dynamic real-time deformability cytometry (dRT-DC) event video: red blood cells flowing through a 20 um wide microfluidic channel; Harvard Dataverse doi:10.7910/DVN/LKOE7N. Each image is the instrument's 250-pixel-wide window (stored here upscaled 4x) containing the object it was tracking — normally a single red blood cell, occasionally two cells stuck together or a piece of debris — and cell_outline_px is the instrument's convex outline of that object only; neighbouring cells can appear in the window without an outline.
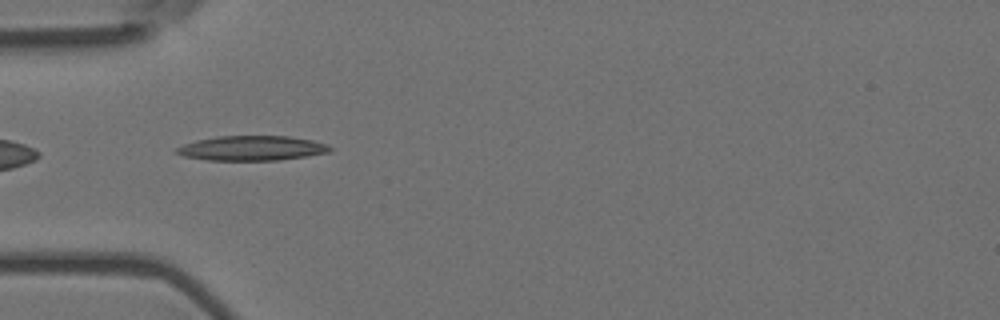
{"species": "Egyptian fruit bat (a non-hibernating species)", "species_latin": "Rousettus aegyptiacus", "temperature_condition": "room temperature", "stored_images_in_passage": 5, "camera_frame_rate_fps": 3000, "um_per_image_px": 0.085, "animal": {"sex": "female"}, "frame": {"image": 1, "passage_image": 3, "time_ms": 0.667, "image_size_px": [1000, 320], "cell_outline_px": [[332, 152], [308, 156], [280, 160], [208, 160], [184, 156], [172, 152], [176, 148], [184, 144], [196, 140], [216, 136], [288, 136], [312, 140], [328, 144], [332, 148]], "centroid_in_image_um": [21.42, 12.59], "position_along_channel_um": 63.6, "area_um2": 22.31}}
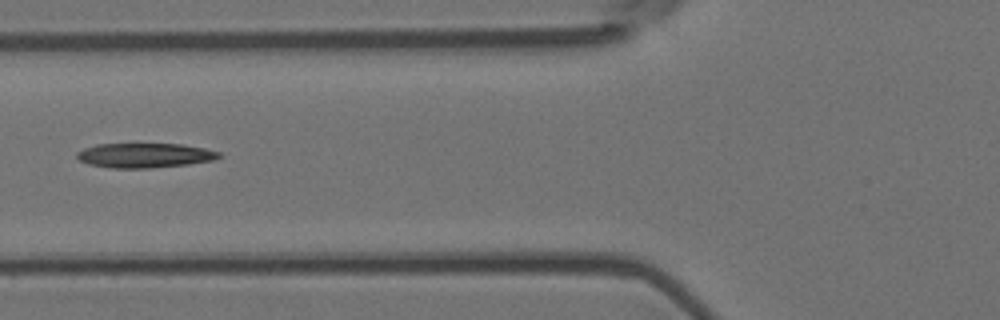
{"frame": {"image": 2, "passage_image": 4, "time_ms": 1.0, "image_size_px": [1000, 320], "cell_outline_px": [[224, 156], [212, 160], [188, 164], [148, 168], [108, 168], [88, 164], [80, 160], [76, 156], [76, 152], [84, 148], [96, 144], [180, 144], [204, 148], [220, 152]], "centroid_in_image_um": [12.28, 13.21], "position_along_channel_um": 113.5, "area_um2": 20.4}}
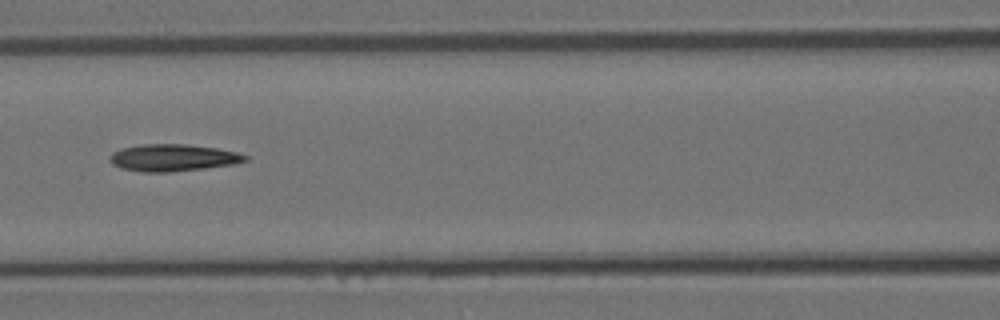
{"frame": {"image": 3, "passage_image": 5, "time_ms": 1.333, "image_size_px": [1000, 320], "cell_outline_px": [[248, 160], [236, 164], [204, 168], [168, 172], [144, 172], [120, 168], [112, 164], [108, 160], [108, 156], [112, 152], [120, 148], [140, 144], [188, 144], [216, 148], [236, 152], [248, 156]], "centroid_in_image_um": [14.66, 13.4], "position_along_channel_um": 151.9, "area_um2": 21.5}}